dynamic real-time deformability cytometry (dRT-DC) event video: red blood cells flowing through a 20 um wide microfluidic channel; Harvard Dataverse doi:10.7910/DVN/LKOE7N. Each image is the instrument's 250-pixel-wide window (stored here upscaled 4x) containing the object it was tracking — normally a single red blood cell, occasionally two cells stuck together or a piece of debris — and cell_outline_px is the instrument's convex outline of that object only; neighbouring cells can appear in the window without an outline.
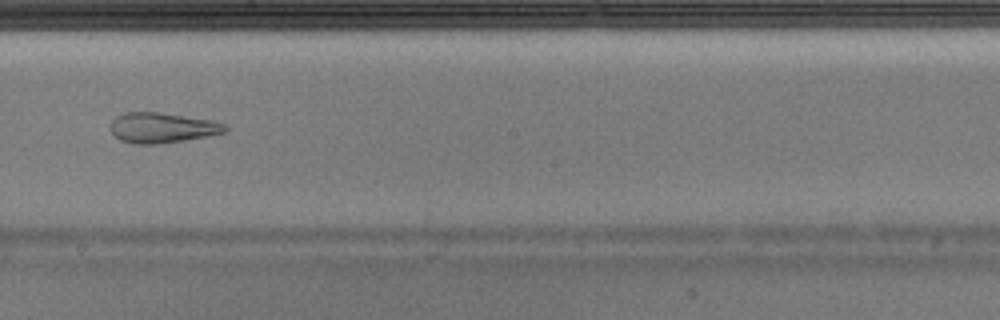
{"species": "Egyptian fruit bat (a non-hibernating species)", "species_latin": "Rousettus aegyptiacus", "temperature_condition": "warm", "stored_images_in_passage": 41, "camera_frame_rate_fps": 3000, "um_per_image_px": 0.085, "animal": {"sex": "male"}, "frame": {"image": 1, "passage_image": 24, "time_ms": 7.667, "image_size_px": [1000, 320], "cell_outline_px": [[228, 132], [184, 140], [156, 144], [132, 144], [120, 140], [112, 132], [112, 120], [116, 116], [124, 112], [160, 112], [212, 120], [224, 124], [228, 128]], "centroid_in_image_um": [13.79, 10.85], "position_along_channel_um": 234.4, "area_um2": 20.17}}